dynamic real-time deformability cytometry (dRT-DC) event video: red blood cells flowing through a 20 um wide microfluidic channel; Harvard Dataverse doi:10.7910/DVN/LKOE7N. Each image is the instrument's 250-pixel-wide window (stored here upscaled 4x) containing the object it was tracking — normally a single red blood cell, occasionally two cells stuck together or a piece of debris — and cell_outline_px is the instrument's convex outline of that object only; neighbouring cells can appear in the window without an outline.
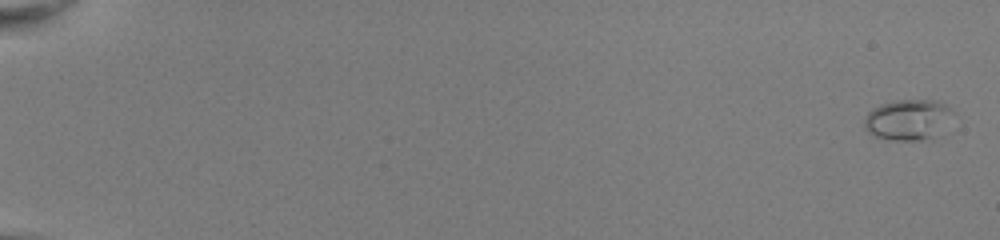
{"species": "common noctule bat (a hibernating species)", "species_latin": "Nyctalus noctula", "temperature_condition": "room temperature", "stored_images_in_passage": 52, "camera_frame_rate_fps": 3000, "um_per_image_px": 0.085, "animal": {"sex": "female", "body_mass_g": 22.0, "forearm_length_mm": 56.7}, "frame": {"image": 1, "passage_image": 1, "time_ms": 0.0, "image_size_px": [1000, 240], "cell_outline_px": [[952, 112], [928, 136], [920, 140], [896, 140], [876, 136], [868, 132], [864, 128], [864, 120], [868, 112], [872, 108], [880, 104], [896, 100], [936, 100], [944, 104]], "centroid_in_image_um": [77.0, 10.12], "position_along_channel_um": 8.0, "area_um2": 19.71}}
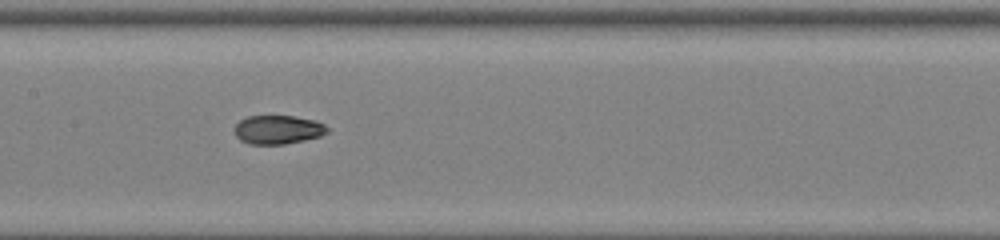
{"frame": {"image": 2, "passage_image": 29, "time_ms": 9.333, "image_size_px": [1000, 240], "cell_outline_px": [[328, 132], [320, 136], [304, 140], [284, 144], [248, 144], [240, 140], [236, 136], [236, 124], [240, 120], [248, 116], [296, 116], [312, 120], [324, 124], [328, 128]], "centroid_in_image_um": [23.62, 11.02], "position_along_channel_um": 183.8, "area_um2": 15.43}}
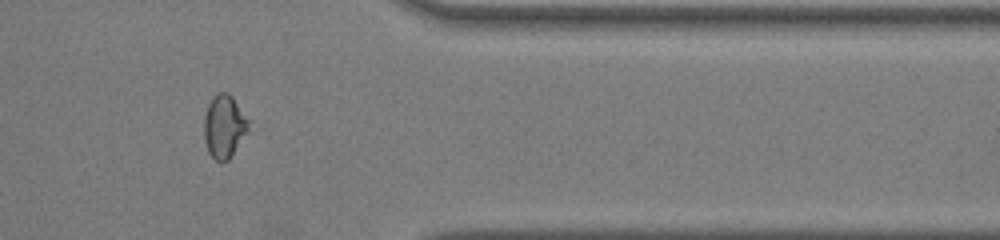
{"frame": {"image": 3, "passage_image": 45, "time_ms": 14.667, "image_size_px": [1000, 240], "cell_outline_px": [[248, 132], [228, 160], [220, 164], [208, 152], [204, 140], [204, 116], [208, 104], [212, 96], [216, 92], [228, 92], [232, 96], [248, 120]], "centroid_in_image_um": [19.03, 10.75], "position_along_channel_um": 392.4, "area_um2": 16.42}, "authors_computed_cell_mechanics": {"area_um2": 16.0684, "velocity_mm_per_s": 4.0614, "shape_relaxation_time_tau1_ms": null, "shape_relaxation_time_tau2_ms": 1.0726, "deformation_change_tau1": null, "deformation_change_tau2": 0.0554}}